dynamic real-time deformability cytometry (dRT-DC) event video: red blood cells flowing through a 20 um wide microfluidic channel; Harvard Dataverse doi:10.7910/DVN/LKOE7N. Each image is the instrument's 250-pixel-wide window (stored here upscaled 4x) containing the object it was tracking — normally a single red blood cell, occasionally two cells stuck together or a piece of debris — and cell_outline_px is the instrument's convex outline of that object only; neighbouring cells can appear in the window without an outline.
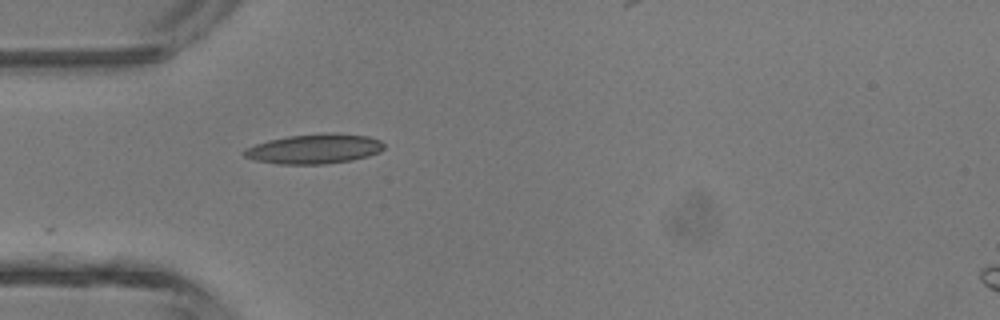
{"species": "common noctule bat (a hibernating species)", "species_latin": "Nyctalus noctula", "temperature_condition": "room temperature", "stored_images_in_passage": 4, "camera_frame_rate_fps": 3000, "um_per_image_px": 0.085, "animal": {"sex": "male", "body_mass_g": 13.3}, "frame": {"image": 1, "passage_image": 3, "time_ms": 2.333, "image_size_px": [1000, 320], "cell_outline_px": [[384, 148], [380, 152], [368, 156], [352, 160], [324, 164], [280, 164], [256, 160], [244, 156], [244, 148], [268, 140], [288, 136], [332, 132], [368, 136], [380, 140], [384, 144]], "centroid_in_image_um": [26.75, 12.65], "position_along_channel_um": 58.3, "area_um2": 24.22}}